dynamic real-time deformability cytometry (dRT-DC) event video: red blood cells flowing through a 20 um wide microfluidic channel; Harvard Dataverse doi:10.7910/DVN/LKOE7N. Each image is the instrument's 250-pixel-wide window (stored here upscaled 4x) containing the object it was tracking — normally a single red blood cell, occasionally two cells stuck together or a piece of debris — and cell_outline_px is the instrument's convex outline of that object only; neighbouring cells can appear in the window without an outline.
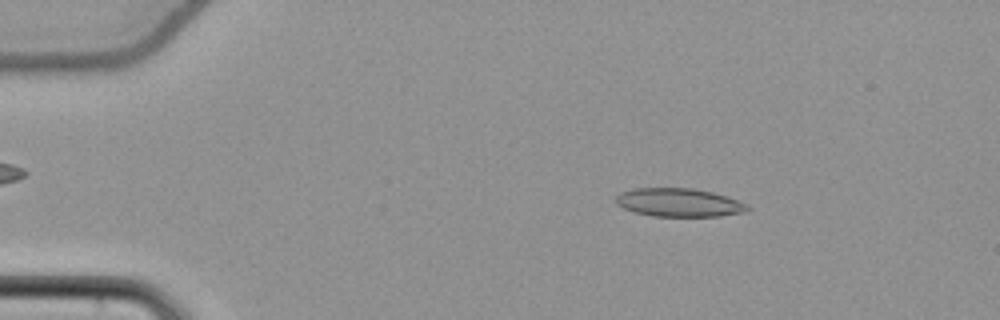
{"species": "common noctule bat (a hibernating species)", "species_latin": "Nyctalus noctula", "temperature_condition": "cold", "stored_images_in_passage": 35, "camera_frame_rate_fps": 3000, "um_per_image_px": 0.085, "animal": {"sex": "female", "body_mass_g": 22.7, "forearm_length_mm": 54.2}, "frame": {"image": 1, "passage_image": 9, "time_ms": 2.667, "image_size_px": [1000, 320], "cell_outline_px": [[752, 208], [744, 212], [720, 216], [652, 216], [632, 212], [616, 204], [616, 196], [620, 192], [632, 188], [692, 188], [712, 192], [748, 204]], "centroid_in_image_um": [57.68, 17.21], "position_along_channel_um": 27.3, "area_um2": 21.85}}